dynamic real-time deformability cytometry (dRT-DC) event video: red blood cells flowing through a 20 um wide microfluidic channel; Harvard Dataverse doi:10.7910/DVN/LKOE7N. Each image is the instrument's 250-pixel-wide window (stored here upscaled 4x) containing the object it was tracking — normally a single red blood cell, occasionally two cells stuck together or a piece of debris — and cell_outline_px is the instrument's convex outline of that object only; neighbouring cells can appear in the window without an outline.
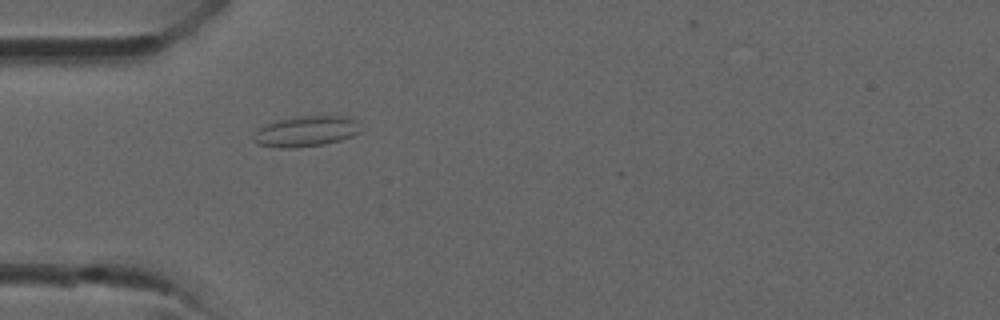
{"species": "common noctule bat (a hibernating species)", "species_latin": "Nyctalus noctula", "temperature_condition": "room temperature", "stored_images_in_passage": 22, "camera_frame_rate_fps": 3000, "um_per_image_px": 0.085, "animal": {"sex": "male", "forearm_length_mm": 52.5}, "frame": {"image": 1, "passage_image": 1, "time_ms": 0.0, "image_size_px": [1000, 320], "cell_outline_px": [[360, 132], [352, 136], [340, 140], [324, 144], [292, 148], [280, 148], [256, 144], [252, 140], [252, 136], [260, 128], [276, 120], [300, 116], [348, 116], [352, 120]], "centroid_in_image_um": [25.94, 11.18], "position_along_channel_um": 59.1, "area_um2": 18.79}}
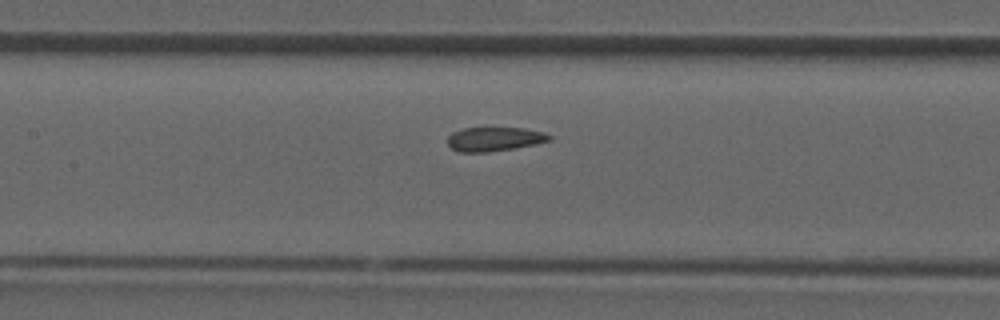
{"frame": {"image": 2, "passage_image": 7, "time_ms": 2.0, "image_size_px": [1000, 320], "cell_outline_px": [[552, 140], [536, 144], [488, 152], [460, 152], [452, 148], [448, 144], [448, 136], [452, 132], [464, 128], [484, 124], [524, 128], [544, 132], [552, 136]], "centroid_in_image_um": [42.02, 11.75], "position_along_channel_um": 165.4, "area_um2": 15.09}}
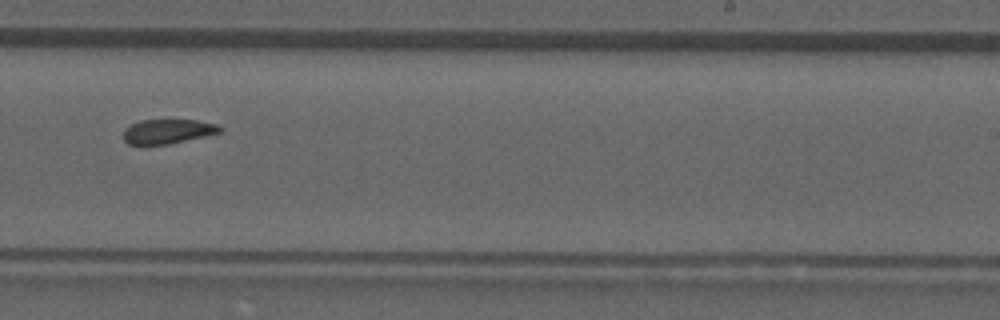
{"frame": {"image": 3, "passage_image": 13, "time_ms": 4.0, "image_size_px": [1000, 320], "cell_outline_px": [[220, 132], [168, 144], [128, 144], [124, 140], [124, 128], [140, 120], [196, 120], [216, 124], [220, 128]], "centroid_in_image_um": [14.2, 11.16], "position_along_channel_um": 274.8, "area_um2": 13.41}}